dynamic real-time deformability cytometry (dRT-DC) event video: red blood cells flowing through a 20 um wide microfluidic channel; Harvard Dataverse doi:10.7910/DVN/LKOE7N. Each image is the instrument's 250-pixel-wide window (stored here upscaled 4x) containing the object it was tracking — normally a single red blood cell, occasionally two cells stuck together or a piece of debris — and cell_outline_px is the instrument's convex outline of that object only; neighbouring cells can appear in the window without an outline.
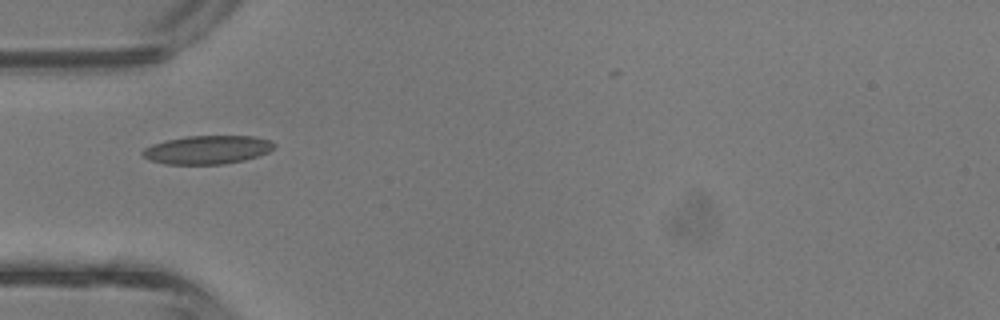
{"species": "common noctule bat (a hibernating species)", "species_latin": "Nyctalus noctula", "temperature_condition": "room temperature", "stored_images_in_passage": 2, "camera_frame_rate_fps": 3000, "um_per_image_px": 0.085, "animal": {"sex": "male", "body_mass_g": 13.3}, "frame": {"image": 1, "passage_image": 1, "time_ms": 0.0, "image_size_px": [1000, 320], "cell_outline_px": [[276, 144], [268, 152], [244, 160], [224, 164], [164, 164], [148, 160], [140, 152], [144, 148], [152, 144], [164, 140], [184, 136], [252, 136], [272, 140]], "centroid_in_image_um": [17.59, 12.72], "position_along_channel_um": 67.4, "area_um2": 21.96}}
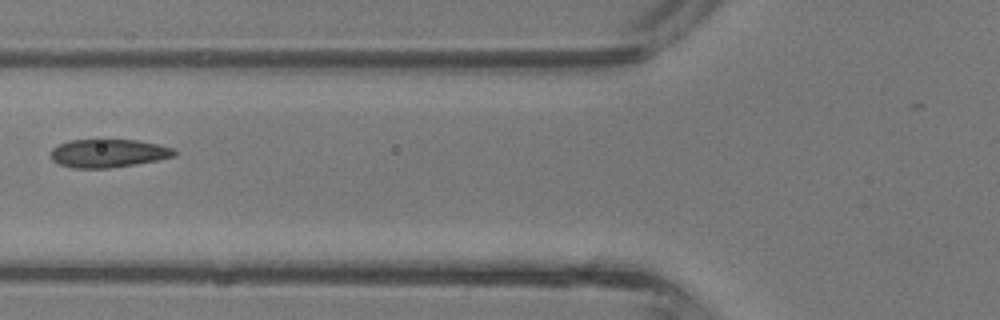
{"frame": {"image": 2, "passage_image": 2, "time_ms": 0.333, "image_size_px": [1000, 320], "cell_outline_px": [[176, 156], [136, 164], [112, 168], [72, 168], [60, 164], [52, 160], [52, 148], [60, 144], [72, 140], [136, 140], [160, 144], [176, 148]], "centroid_in_image_um": [9.26, 13.03], "position_along_channel_um": 116.5, "area_um2": 20.35}}